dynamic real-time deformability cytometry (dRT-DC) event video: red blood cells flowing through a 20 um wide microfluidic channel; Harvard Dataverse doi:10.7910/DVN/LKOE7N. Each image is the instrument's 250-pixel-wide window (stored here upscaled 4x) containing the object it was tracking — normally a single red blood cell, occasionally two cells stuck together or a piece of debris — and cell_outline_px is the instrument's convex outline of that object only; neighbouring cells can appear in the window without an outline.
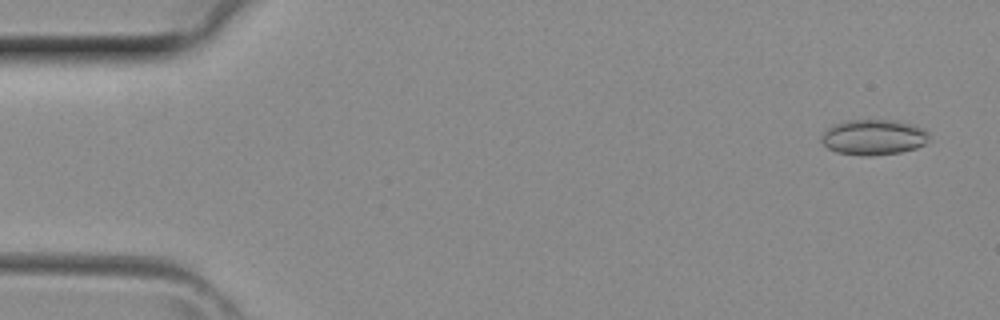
{"species": "common noctule bat (a hibernating species)", "species_latin": "Nyctalus noctula", "temperature_condition": "room temperature", "stored_images_in_passage": 3, "camera_frame_rate_fps": 3000, "um_per_image_px": 0.085, "animal": {"sex": "female", "body_mass_g": 29.2, "forearm_length_mm": 56.3}, "frame": {"image": 1, "passage_image": 1, "time_ms": 0.0, "image_size_px": [1000, 320], "cell_outline_px": [[932, 140], [916, 148], [900, 152], [872, 156], [860, 156], [836, 152], [828, 148], [820, 140], [820, 136], [832, 124], [848, 120], [900, 120], [924, 128], [928, 132]], "centroid_in_image_um": [74.28, 11.66], "position_along_channel_um": 10.7, "area_um2": 22.72}}